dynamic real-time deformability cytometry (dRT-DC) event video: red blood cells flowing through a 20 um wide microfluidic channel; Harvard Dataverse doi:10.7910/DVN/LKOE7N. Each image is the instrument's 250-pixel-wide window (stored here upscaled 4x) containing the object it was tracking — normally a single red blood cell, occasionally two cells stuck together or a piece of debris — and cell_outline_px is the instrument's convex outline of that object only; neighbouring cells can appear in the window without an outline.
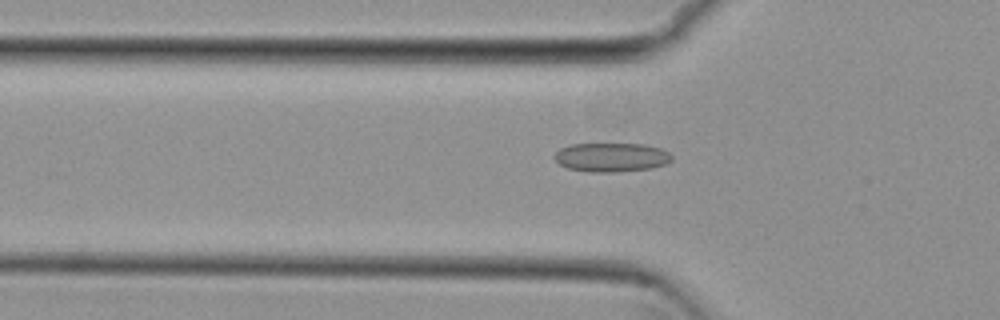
{"species": "common noctule bat (a hibernating species)", "species_latin": "Nyctalus noctula", "temperature_condition": "cold", "stored_images_in_passage": 31, "camera_frame_rate_fps": 3000, "um_per_image_px": 0.085, "animal": {"sex": "female", "body_mass_g": 29.2, "forearm_length_mm": 56.3}, "frame": {"image": 1, "passage_image": 5, "time_ms": 1.333, "image_size_px": [1000, 320], "cell_outline_px": [[672, 160], [664, 164], [652, 168], [616, 172], [592, 172], [568, 168], [560, 164], [552, 156], [560, 148], [572, 144], [644, 144], [660, 148], [668, 152], [672, 156]], "centroid_in_image_um": [51.96, 13.37], "position_along_channel_um": 73.8, "area_um2": 19.77}}
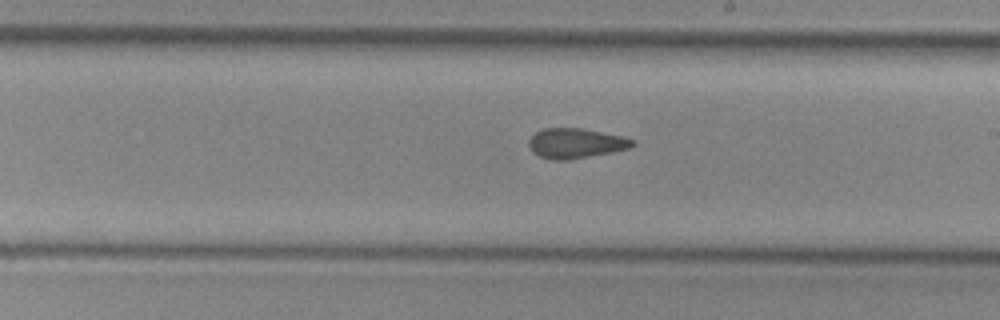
{"frame": {"image": 2, "passage_image": 18, "time_ms": 5.667, "image_size_px": [1000, 320], "cell_outline_px": [[636, 144], [632, 148], [572, 160], [552, 160], [540, 156], [532, 152], [528, 144], [528, 140], [536, 132], [544, 128], [584, 128], [624, 136], [636, 140]], "centroid_in_image_um": [48.99, 12.18], "position_along_channel_um": 240.0, "area_um2": 18.5}}
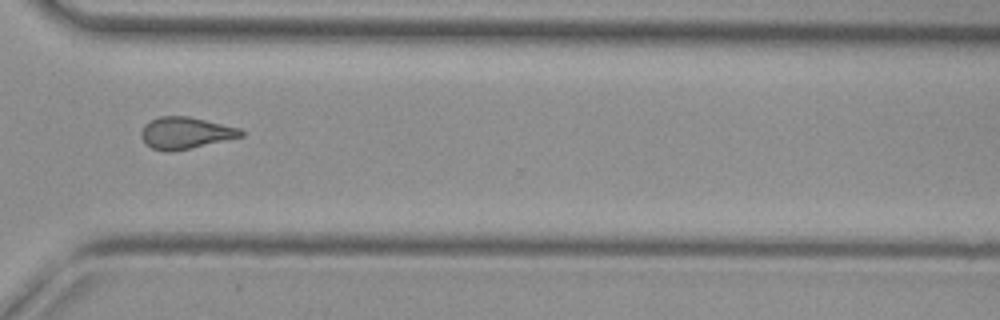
{"frame": {"image": 3, "passage_image": 27, "time_ms": 8.667, "image_size_px": [1000, 320], "cell_outline_px": [[244, 136], [172, 152], [168, 152], [152, 148], [144, 144], [140, 136], [140, 132], [144, 124], [160, 116], [188, 116], [240, 128], [244, 132]], "centroid_in_image_um": [15.73, 11.3], "position_along_channel_um": 354.9, "area_um2": 18.5}, "authors_computed_cell_mechanics": {"area_um2": 18.496, "velocity_mm_per_s": 3.8188, "shape_relaxation_time_tau1_ms": null, "shape_relaxation_time_tau2_ms": 2.1048, "deformation_change_tau1": null, "deformation_change_tau2": 0.0935}}